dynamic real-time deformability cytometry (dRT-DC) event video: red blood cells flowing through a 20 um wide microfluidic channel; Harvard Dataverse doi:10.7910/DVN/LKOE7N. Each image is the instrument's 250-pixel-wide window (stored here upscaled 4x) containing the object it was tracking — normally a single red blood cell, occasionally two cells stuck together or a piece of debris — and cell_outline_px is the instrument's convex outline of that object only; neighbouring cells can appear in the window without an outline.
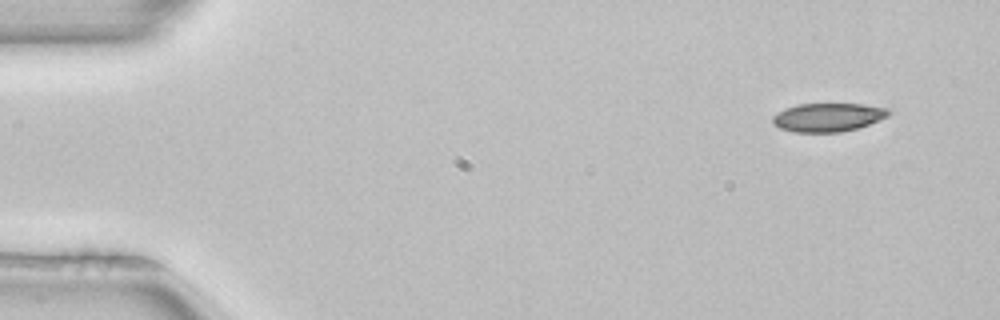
{"species": "common noctule bat (a hibernating species)", "species_latin": "Nyctalus noctula", "temperature_condition": "room temperature", "stored_images_in_passage": 3, "camera_frame_rate_fps": 3000, "um_per_image_px": 0.085, "animal": {"sex": "female", "body_mass_g": 22.7, "forearm_length_mm": 54.2}, "frame": {"image": 1, "passage_image": 1, "time_ms": 0.0, "image_size_px": [1000, 320], "cell_outline_px": [[892, 112], [888, 116], [868, 124], [856, 128], [840, 132], [792, 132], [780, 128], [772, 124], [772, 116], [776, 112], [784, 108], [796, 104], [864, 104], [888, 108]], "centroid_in_image_um": [70.33, 9.96], "position_along_channel_um": 14.7, "area_um2": 19.42}}